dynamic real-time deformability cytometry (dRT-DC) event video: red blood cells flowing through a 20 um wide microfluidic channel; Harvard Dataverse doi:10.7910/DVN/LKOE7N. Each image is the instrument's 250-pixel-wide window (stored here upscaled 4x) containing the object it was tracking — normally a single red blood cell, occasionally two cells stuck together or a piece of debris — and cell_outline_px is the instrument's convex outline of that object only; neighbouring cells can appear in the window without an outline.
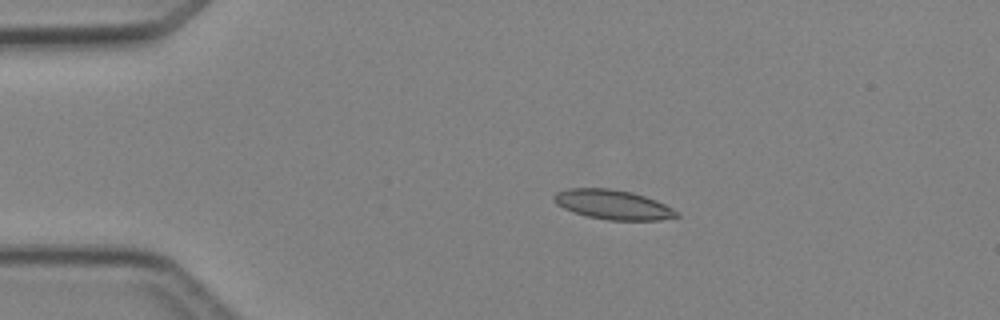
{"species": "Egyptian fruit bat (a non-hibernating species)", "species_latin": "Rousettus aegyptiacus", "temperature_condition": "cold", "stored_images_in_passage": 3, "camera_frame_rate_fps": 3000, "um_per_image_px": 0.085, "animal": {"sex": "female"}, "frame": {"image": 1, "passage_image": 2, "time_ms": 1.333, "image_size_px": [1000, 320], "cell_outline_px": [[680, 216], [660, 220], [608, 220], [588, 216], [564, 208], [556, 204], [552, 200], [552, 196], [556, 192], [568, 188], [612, 188], [632, 192], [656, 200], [680, 212]], "centroid_in_image_um": [52.1, 17.38], "position_along_channel_um": 32.9, "area_um2": 21.15}}